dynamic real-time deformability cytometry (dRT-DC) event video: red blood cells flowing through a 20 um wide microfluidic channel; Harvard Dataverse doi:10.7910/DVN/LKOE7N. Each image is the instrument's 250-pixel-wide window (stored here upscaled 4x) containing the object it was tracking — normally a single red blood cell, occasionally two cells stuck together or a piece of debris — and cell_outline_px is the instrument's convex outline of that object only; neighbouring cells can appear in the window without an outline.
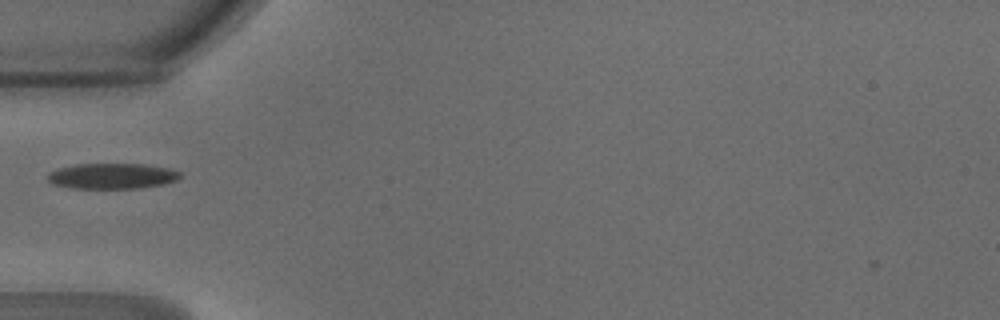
{"species": "common noctule bat (a hibernating species)", "species_latin": "Nyctalus noctula", "temperature_condition": "warm", "stored_images_in_passage": 30, "camera_frame_rate_fps": 3000, "um_per_image_px": 0.085, "animal": {"sex": "male", "body_mass_g": 18.8}, "frame": {"image": 1, "passage_image": 1, "time_ms": 0.0, "image_size_px": [1000, 320], "cell_outline_px": [[180, 176], [176, 180], [160, 184], [140, 188], [72, 188], [52, 184], [48, 180], [48, 172], [56, 168], [76, 164], [148, 164], [168, 168], [180, 172]], "centroid_in_image_um": [9.48, 14.95], "position_along_channel_um": 75.5, "area_um2": 19.71}}
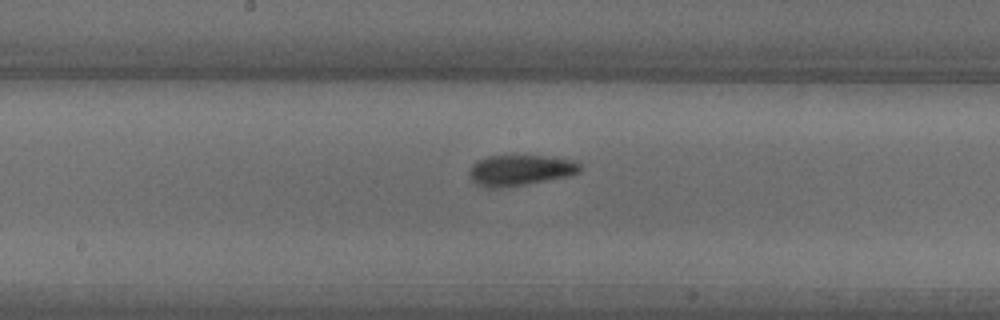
{"frame": {"image": 2, "passage_image": 10, "time_ms": 3.0, "image_size_px": [1000, 320], "cell_outline_px": [[580, 172], [564, 176], [524, 184], [500, 188], [488, 188], [476, 184], [468, 176], [468, 172], [472, 164], [476, 160], [484, 156], [544, 156], [572, 160], [580, 164]], "centroid_in_image_um": [44.11, 14.46], "position_along_channel_um": 204.1, "area_um2": 19.59}}
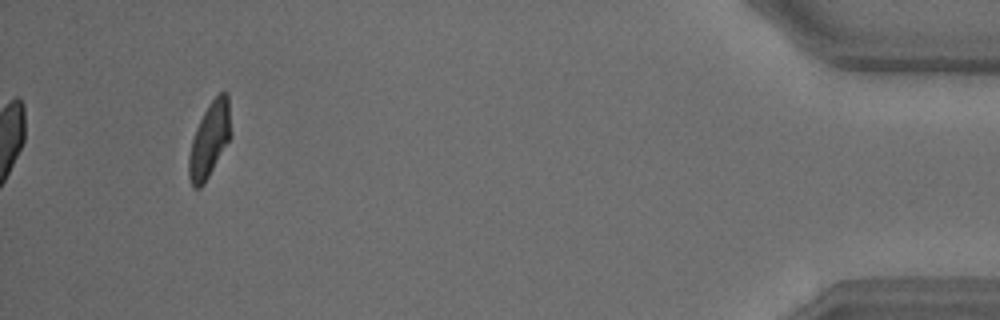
{"frame": {"image": 3, "passage_image": 30, "time_ms": 9.667, "image_size_px": [1000, 320], "cell_outline_px": [[232, 136], [204, 184], [200, 188], [192, 188], [188, 176], [188, 156], [192, 140], [196, 128], [208, 104], [220, 92], [228, 92]], "centroid_in_image_um": [17.82, 11.89], "position_along_channel_um": 417.4, "area_um2": 18.55}}